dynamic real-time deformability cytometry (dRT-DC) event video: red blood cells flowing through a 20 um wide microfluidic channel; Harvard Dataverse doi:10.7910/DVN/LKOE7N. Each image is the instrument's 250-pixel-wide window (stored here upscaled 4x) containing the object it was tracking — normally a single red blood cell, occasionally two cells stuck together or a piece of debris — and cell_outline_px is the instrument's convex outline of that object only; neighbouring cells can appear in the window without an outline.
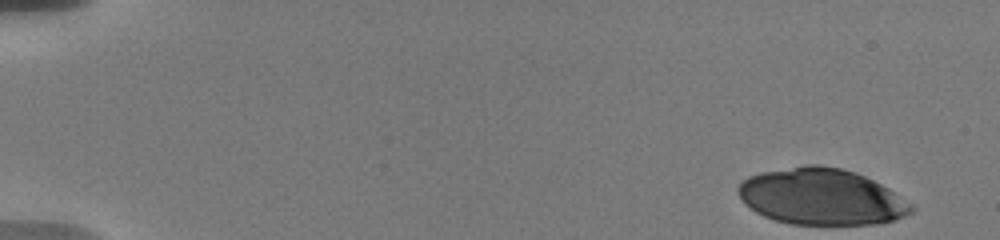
{"species": "human", "species_latin": "Homo sapiens", "temperature_condition": "warm", "stored_images_in_passage": 19, "camera_frame_rate_fps": 3000, "um_per_image_px": 0.085, "donor": {"sex": "male"}, "frame": {"image": 1, "passage_image": 1, "time_ms": 0.0, "image_size_px": [1000, 240], "cell_outline_px": [[916, 208], [912, 212], [904, 216], [892, 220], [876, 224], [792, 224], [776, 220], [764, 216], [756, 212], [736, 192], [736, 188], [748, 176], [760, 172], [804, 164], [820, 164], [840, 168], [856, 172], [888, 188], [912, 204]], "centroid_in_image_um": [69.82, 16.71], "position_along_channel_um": 15.2, "area_um2": 56.64}}
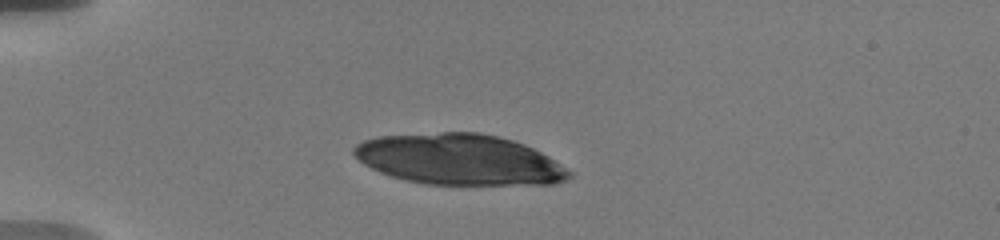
{"frame": {"image": 2, "passage_image": 14, "time_ms": 4.0, "image_size_px": [1000, 240], "cell_outline_px": [[572, 176], [556, 184], [424, 184], [392, 176], [380, 172], [364, 164], [352, 152], [352, 148], [356, 144], [364, 140], [376, 136], [440, 132], [480, 132], [500, 136], [524, 144], [548, 156], [572, 172]], "centroid_in_image_um": [39.03, 13.54], "position_along_channel_um": 46.0, "area_um2": 63.52}}